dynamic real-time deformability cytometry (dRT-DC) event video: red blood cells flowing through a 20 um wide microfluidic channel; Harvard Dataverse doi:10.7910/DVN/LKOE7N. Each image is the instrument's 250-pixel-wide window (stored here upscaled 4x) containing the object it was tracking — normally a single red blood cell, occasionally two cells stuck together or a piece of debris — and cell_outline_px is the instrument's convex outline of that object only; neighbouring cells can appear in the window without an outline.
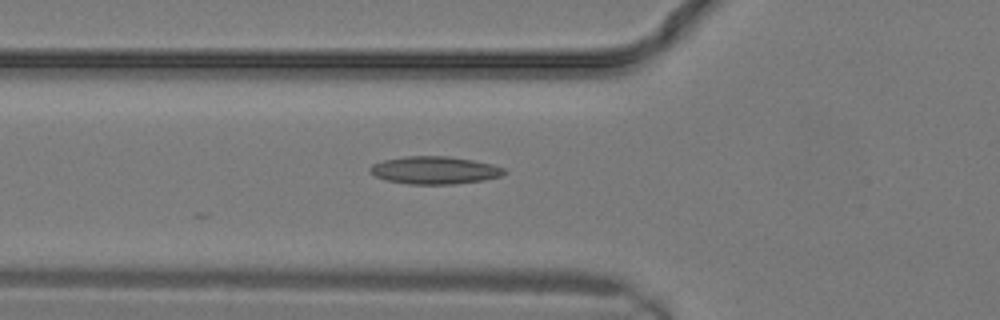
{"species": "common noctule bat (a hibernating species)", "species_latin": "Nyctalus noctula", "temperature_condition": "warm", "stored_images_in_passage": 10, "camera_frame_rate_fps": 3000, "um_per_image_px": 0.085, "animal": {"sex": "male", "body_mass_g": 19.2, "forearm_length_mm": 51.8}, "frame": {"image": 1, "passage_image": 5, "time_ms": 1.333, "image_size_px": [1000, 320], "cell_outline_px": [[508, 172], [500, 176], [484, 180], [452, 184], [408, 184], [388, 180], [376, 176], [368, 172], [368, 168], [372, 164], [384, 160], [404, 156], [448, 156], [472, 160], [492, 164], [504, 168]], "centroid_in_image_um": [36.93, 14.46], "position_along_channel_um": 88.9, "area_um2": 21.62}}
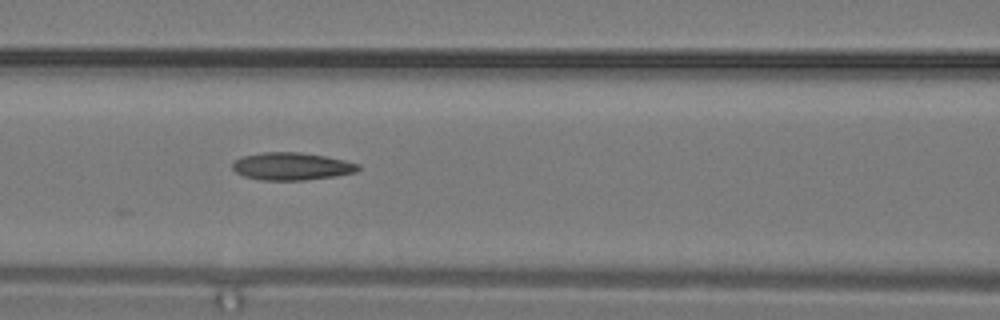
{"frame": {"image": 2, "passage_image": 7, "time_ms": 2.0, "image_size_px": [1000, 320], "cell_outline_px": [[360, 168], [356, 172], [336, 176], [304, 180], [260, 180], [244, 176], [236, 172], [232, 168], [232, 164], [240, 156], [264, 152], [300, 152], [324, 156], [344, 160], [360, 164]], "centroid_in_image_um": [24.79, 14.13], "position_along_channel_um": 141.8, "area_um2": 20.23}}
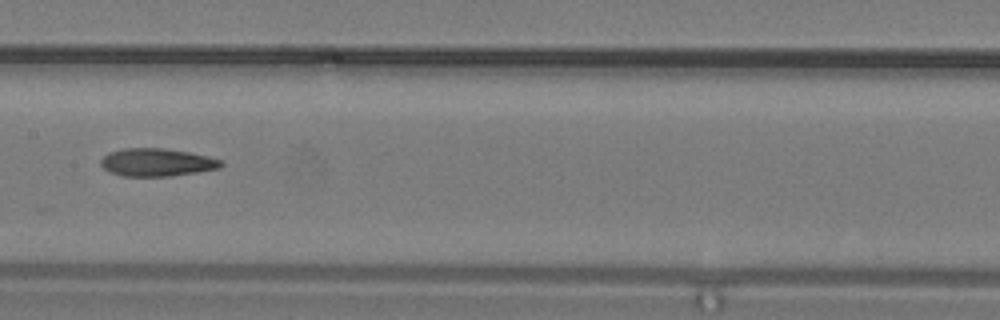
{"frame": {"image": 3, "passage_image": 9, "time_ms": 2.667, "image_size_px": [1000, 320], "cell_outline_px": [[224, 164], [220, 168], [172, 176], [124, 176], [112, 172], [104, 168], [100, 164], [100, 160], [108, 152], [124, 148], [164, 148], [188, 152], [208, 156], [220, 160]], "centroid_in_image_um": [13.33, 13.79], "position_along_channel_um": 194.1, "area_um2": 19.42}}